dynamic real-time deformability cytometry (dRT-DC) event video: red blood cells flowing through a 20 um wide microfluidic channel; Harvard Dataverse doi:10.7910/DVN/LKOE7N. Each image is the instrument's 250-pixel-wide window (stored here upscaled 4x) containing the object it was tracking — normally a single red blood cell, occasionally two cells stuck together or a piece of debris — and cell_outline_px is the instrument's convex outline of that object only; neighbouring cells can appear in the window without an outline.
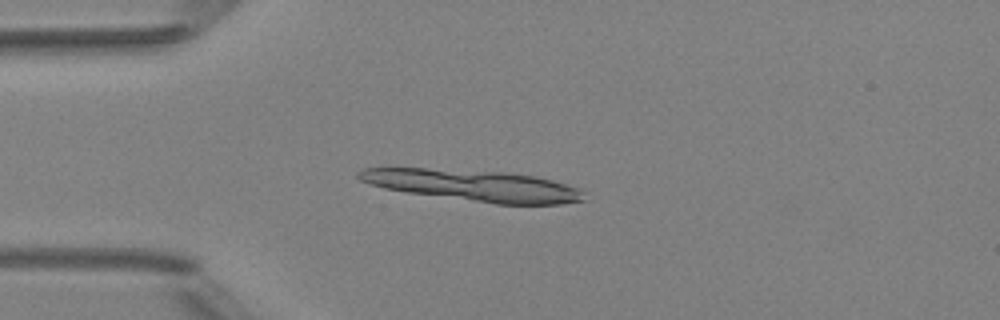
{"species": "Egyptian fruit bat (a non-hibernating species)", "species_latin": "Rousettus aegyptiacus", "temperature_condition": "room temperature", "stored_images_in_passage": 3, "camera_frame_rate_fps": 3000, "um_per_image_px": 0.085, "animal": {"sex": "female"}, "frame": {"image": 1, "passage_image": 2, "time_ms": 1.333, "image_size_px": [1000, 320], "cell_outline_px": [[588, 192], [584, 200], [560, 204], [496, 204], [408, 192], [384, 188], [360, 180], [356, 176], [356, 172], [364, 168], [424, 168], [504, 172], [536, 176], [552, 180], [580, 188]], "centroid_in_image_um": [40.32, 15.76], "position_along_channel_um": 44.7, "area_um2": 40.98}}